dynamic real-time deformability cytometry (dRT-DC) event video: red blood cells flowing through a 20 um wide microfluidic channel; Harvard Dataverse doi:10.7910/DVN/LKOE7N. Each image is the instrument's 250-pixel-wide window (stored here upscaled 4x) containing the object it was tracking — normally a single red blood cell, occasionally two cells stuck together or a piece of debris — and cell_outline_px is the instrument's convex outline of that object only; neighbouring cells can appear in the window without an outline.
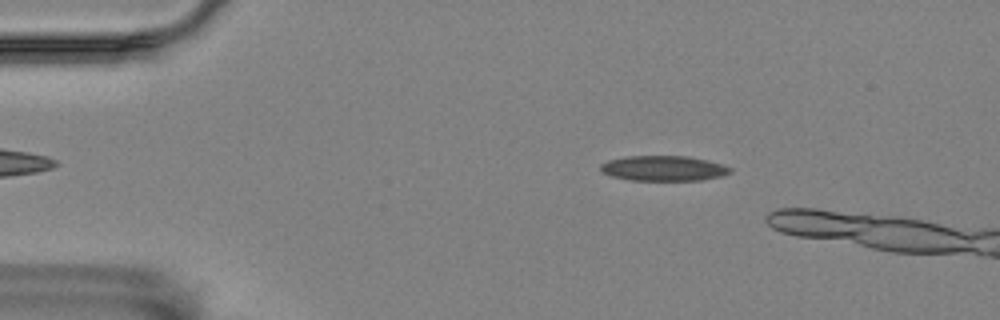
{"species": "Egyptian fruit bat (a non-hibernating species)", "species_latin": "Rousettus aegyptiacus", "temperature_condition": "room temperature", "stored_images_in_passage": 15, "camera_frame_rate_fps": 3000, "um_per_image_px": 0.085, "animal": {"sex": "female"}, "frame": {"image": 1, "passage_image": 9, "time_ms": 2.667, "image_size_px": [1000, 320], "cell_outline_px": [[732, 172], [720, 176], [700, 180], [632, 180], [612, 176], [604, 172], [600, 168], [600, 164], [608, 160], [628, 156], [688, 156], [708, 160], [732, 168]], "centroid_in_image_um": [56.41, 14.3], "position_along_channel_um": 28.6, "area_um2": 18.84}}